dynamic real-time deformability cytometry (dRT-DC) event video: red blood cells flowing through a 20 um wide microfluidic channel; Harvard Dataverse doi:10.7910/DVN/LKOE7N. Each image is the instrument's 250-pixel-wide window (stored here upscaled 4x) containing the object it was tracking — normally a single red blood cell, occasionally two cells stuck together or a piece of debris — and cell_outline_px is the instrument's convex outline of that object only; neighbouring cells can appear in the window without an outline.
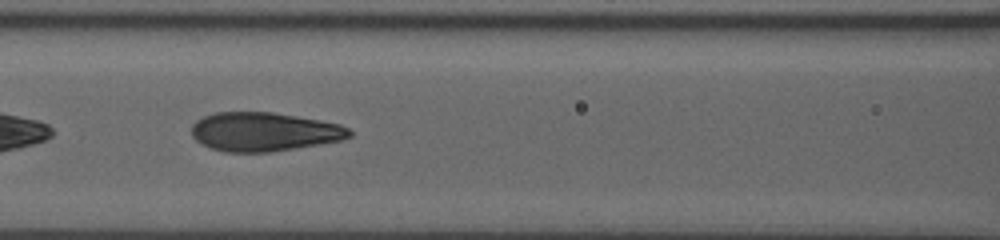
{"species": "human", "species_latin": "Homo sapiens", "temperature_condition": "room temperature", "stored_images_in_passage": 45, "segment_of_instrument_passage": [2, 2], "camera_frame_rate_fps": 3000, "um_per_image_px": 0.085, "donor": {"sex": "male"}, "frame": {"image": 1, "passage_image": 21, "time_ms": 10.0, "image_size_px": [1000, 240], "cell_outline_px": [[352, 136], [340, 140], [268, 152], [224, 152], [200, 144], [192, 136], [192, 124], [196, 120], [204, 116], [216, 112], [272, 112], [296, 116], [340, 124], [348, 128], [352, 132]], "centroid_in_image_um": [22.4, 11.19], "position_along_channel_um": 144.2, "area_um2": 35.49}}
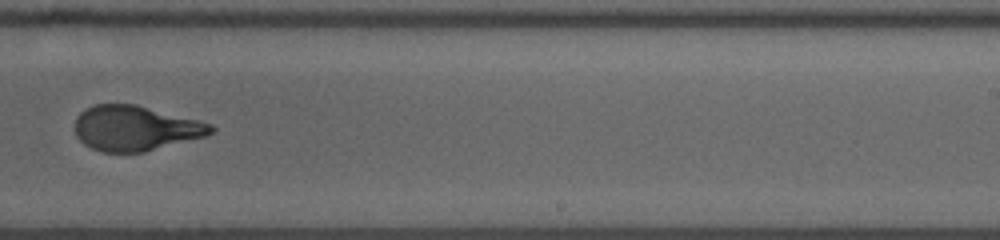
{"frame": {"image": 2, "passage_image": 30, "time_ms": 13.667, "image_size_px": [1000, 240], "cell_outline_px": [[216, 132], [204, 136], [144, 152], [100, 152], [84, 144], [76, 136], [76, 116], [80, 112], [96, 104], [136, 104], [212, 124], [216, 128]], "centroid_in_image_um": [11.5, 10.9], "position_along_channel_um": 277.5, "area_um2": 35.49}}
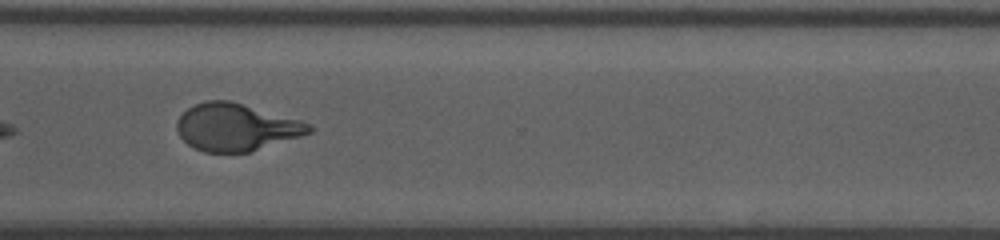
{"frame": {"image": 3, "passage_image": 35, "time_ms": 15.667, "image_size_px": [1000, 240], "cell_outline_px": [[316, 128], [312, 132], [300, 136], [248, 152], [204, 152], [188, 144], [180, 136], [176, 128], [176, 124], [180, 116], [188, 108], [204, 100], [232, 100], [300, 120], [312, 124]], "centroid_in_image_um": [20.08, 10.79], "position_along_channel_um": 350.5, "area_um2": 36.36}}